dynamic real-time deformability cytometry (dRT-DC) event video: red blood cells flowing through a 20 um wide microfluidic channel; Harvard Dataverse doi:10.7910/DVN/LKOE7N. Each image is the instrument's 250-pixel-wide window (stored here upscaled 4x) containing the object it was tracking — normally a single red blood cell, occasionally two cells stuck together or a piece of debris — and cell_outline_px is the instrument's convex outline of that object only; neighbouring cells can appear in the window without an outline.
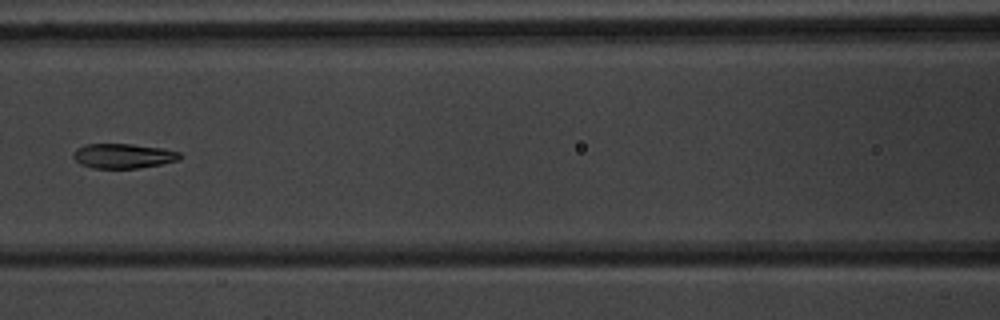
{"species": "common noctule bat (a hibernating species)", "species_latin": "Nyctalus noctula", "temperature_condition": "warm", "stored_images_in_passage": 7, "camera_frame_rate_fps": 3000, "um_per_image_px": 0.085, "animal": {"sex": "male", "body_mass_g": 20.1, "forearm_length_mm": 53.5}, "frame": {"image": 1, "passage_image": 7, "time_ms": 7.333, "image_size_px": [1000, 320], "cell_outline_px": [[180, 160], [160, 164], [136, 168], [92, 168], [80, 164], [72, 156], [72, 152], [76, 148], [84, 144], [132, 144], [164, 148], [180, 152]], "centroid_in_image_um": [10.45, 13.24], "position_along_channel_um": 156.2, "area_um2": 15.43}}